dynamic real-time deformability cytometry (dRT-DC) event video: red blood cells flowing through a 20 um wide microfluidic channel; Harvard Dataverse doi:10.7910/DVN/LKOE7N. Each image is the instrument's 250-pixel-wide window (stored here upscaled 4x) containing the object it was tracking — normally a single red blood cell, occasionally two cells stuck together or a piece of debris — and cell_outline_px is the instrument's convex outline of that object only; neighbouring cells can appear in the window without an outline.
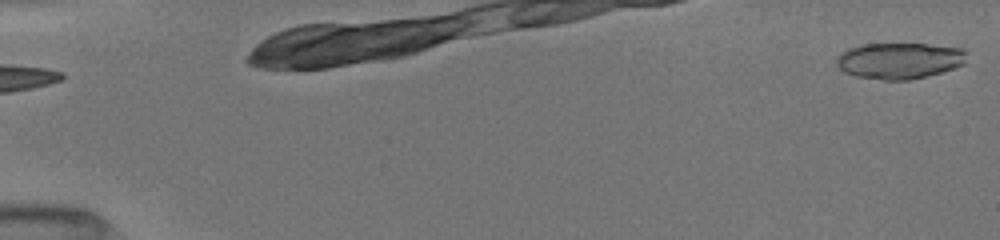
{"species": "common noctule bat (a hibernating species)", "species_latin": "Nyctalus noctula", "temperature_condition": "room temperature", "stored_images_in_passage": 5, "camera_frame_rate_fps": 3000, "um_per_image_px": 0.085, "animal": {"sex": "female", "body_mass_g": 19.5, "forearm_length_mm": 54.1}, "frame": {"image": 1, "passage_image": 1, "time_ms": 0.0, "image_size_px": [1000, 240], "cell_outline_px": [[968, 52], [964, 64], [940, 72], [908, 80], [884, 80], [856, 76], [844, 72], [836, 64], [836, 56], [840, 52], [848, 48], [864, 44], [924, 44], [960, 48]], "centroid_in_image_um": [76.41, 5.15], "position_along_channel_um": 8.6, "area_um2": 27.34}}